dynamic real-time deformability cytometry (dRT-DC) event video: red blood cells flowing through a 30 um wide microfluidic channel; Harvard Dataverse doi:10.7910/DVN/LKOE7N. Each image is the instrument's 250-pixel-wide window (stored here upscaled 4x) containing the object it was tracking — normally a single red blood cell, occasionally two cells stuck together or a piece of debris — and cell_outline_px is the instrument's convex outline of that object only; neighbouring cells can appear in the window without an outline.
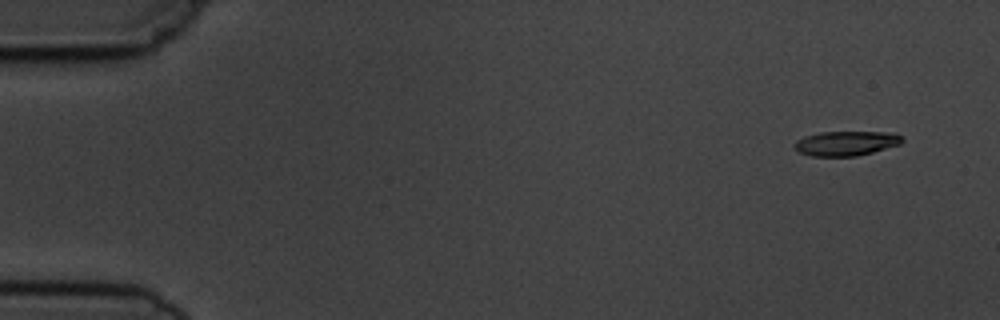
{"species": "common noctule bat (a hibernating species)", "species_latin": "Nyctalus noctula", "temperature_condition": "cold", "stored_images_in_passage": 5, "segment_of_instrument_passage": [1, 2], "camera_frame_rate_fps": 3000, "um_per_image_px": 0.085, "animal": {"sex": "male", "body_mass_g": 19.5, "forearm_length_mm": 54.6}, "frame": {"image": 1, "passage_image": 1, "time_ms": 0.0, "image_size_px": [1000, 320], "cell_outline_px": [[904, 140], [900, 144], [872, 152], [856, 156], [812, 156], [800, 152], [792, 144], [796, 140], [804, 136], [820, 132], [884, 132], [900, 136]], "centroid_in_image_um": [71.87, 12.18], "position_along_channel_um": 13.1, "area_um2": 15.26}}